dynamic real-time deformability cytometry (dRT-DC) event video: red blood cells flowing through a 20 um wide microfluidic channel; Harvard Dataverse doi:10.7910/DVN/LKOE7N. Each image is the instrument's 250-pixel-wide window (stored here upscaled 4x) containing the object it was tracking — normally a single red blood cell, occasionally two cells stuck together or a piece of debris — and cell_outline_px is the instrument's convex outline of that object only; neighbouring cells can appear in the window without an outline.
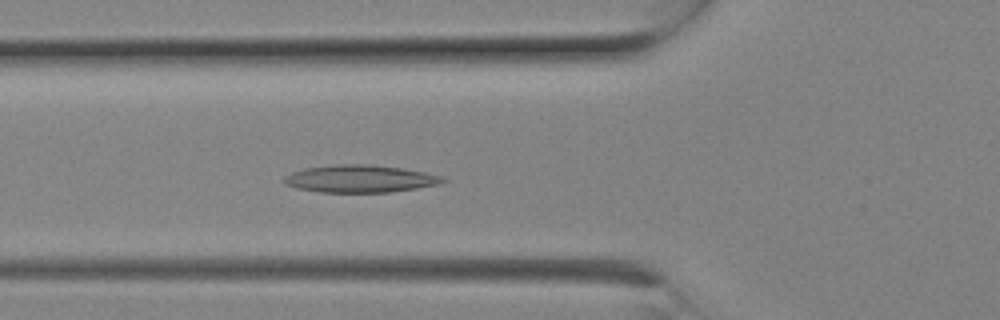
{"species": "Egyptian fruit bat (a non-hibernating species)", "species_latin": "Rousettus aegyptiacus", "temperature_condition": "room temperature", "stored_images_in_passage": 8, "camera_frame_rate_fps": 3000, "um_per_image_px": 0.085, "animal": {"sex": "female"}, "frame": {"image": 1, "passage_image": 8, "time_ms": 2.333, "image_size_px": [1000, 320], "cell_outline_px": [[448, 180], [440, 184], [392, 192], [320, 192], [296, 188], [284, 184], [284, 176], [292, 172], [304, 168], [336, 164], [372, 164], [400, 168], [424, 172], [440, 176]], "centroid_in_image_um": [30.58, 15.19], "position_along_channel_um": 95.2, "area_um2": 25.37}}